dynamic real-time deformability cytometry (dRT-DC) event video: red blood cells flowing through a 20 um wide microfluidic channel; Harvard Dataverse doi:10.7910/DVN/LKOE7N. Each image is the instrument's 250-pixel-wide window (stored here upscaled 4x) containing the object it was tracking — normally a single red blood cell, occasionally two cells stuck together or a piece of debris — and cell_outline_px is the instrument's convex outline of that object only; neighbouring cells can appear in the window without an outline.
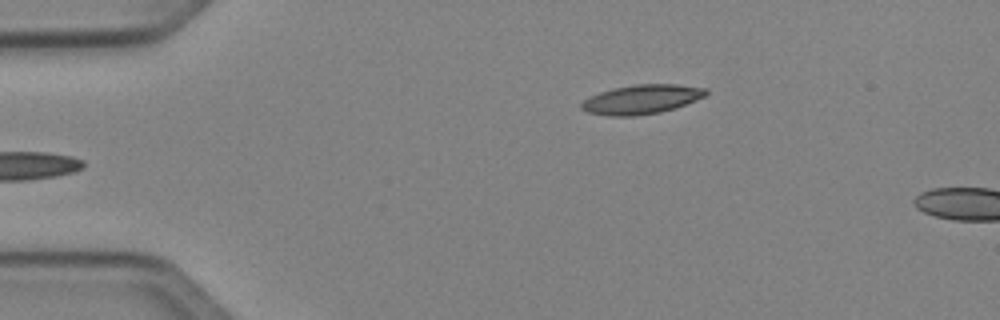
{"species": "Egyptian fruit bat (a non-hibernating species)", "species_latin": "Rousettus aegyptiacus", "temperature_condition": "cold", "stored_images_in_passage": 4, "camera_frame_rate_fps": 3000, "um_per_image_px": 0.085, "animal": {"sex": "female"}, "frame": {"image": 1, "passage_image": 1, "time_ms": 0.0, "image_size_px": [1000, 320], "cell_outline_px": [[708, 92], [704, 96], [676, 108], [660, 112], [636, 116], [608, 116], [588, 112], [580, 108], [580, 104], [588, 96], [612, 88], [636, 84], [676, 84], [708, 88]], "centroid_in_image_um": [54.51, 8.44], "position_along_channel_um": 30.5, "area_um2": 21.33}}